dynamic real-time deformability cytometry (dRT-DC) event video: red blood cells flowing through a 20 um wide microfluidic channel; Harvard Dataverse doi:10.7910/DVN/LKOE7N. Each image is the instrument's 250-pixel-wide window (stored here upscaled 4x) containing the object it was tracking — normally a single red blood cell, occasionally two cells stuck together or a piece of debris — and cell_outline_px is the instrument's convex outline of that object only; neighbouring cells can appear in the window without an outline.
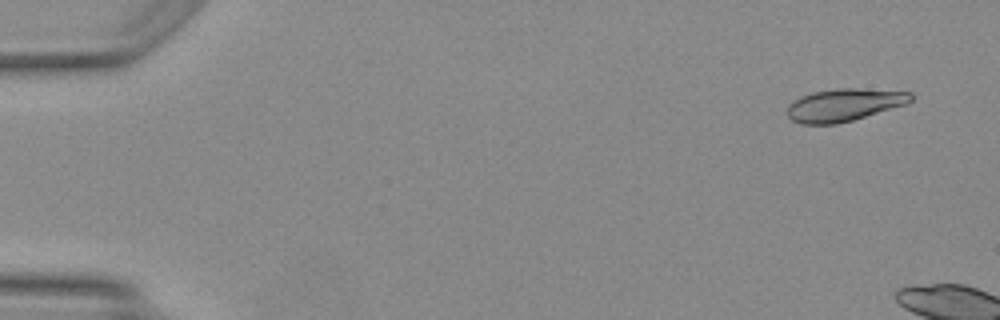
{"species": "Egyptian fruit bat (a non-hibernating species)", "species_latin": "Rousettus aegyptiacus", "temperature_condition": "warm", "stored_images_in_passage": 9, "camera_frame_rate_fps": 3000, "um_per_image_px": 0.085, "animal": {"sex": "female"}, "frame": {"image": 1, "passage_image": 3, "time_ms": 0.667, "image_size_px": [1000, 320], "cell_outline_px": [[912, 100], [908, 104], [852, 120], [836, 124], [800, 124], [792, 120], [788, 116], [788, 104], [792, 100], [800, 96], [812, 92], [836, 88], [856, 88], [912, 92]], "centroid_in_image_um": [71.74, 8.91], "position_along_channel_um": 13.3, "area_um2": 23.58}}